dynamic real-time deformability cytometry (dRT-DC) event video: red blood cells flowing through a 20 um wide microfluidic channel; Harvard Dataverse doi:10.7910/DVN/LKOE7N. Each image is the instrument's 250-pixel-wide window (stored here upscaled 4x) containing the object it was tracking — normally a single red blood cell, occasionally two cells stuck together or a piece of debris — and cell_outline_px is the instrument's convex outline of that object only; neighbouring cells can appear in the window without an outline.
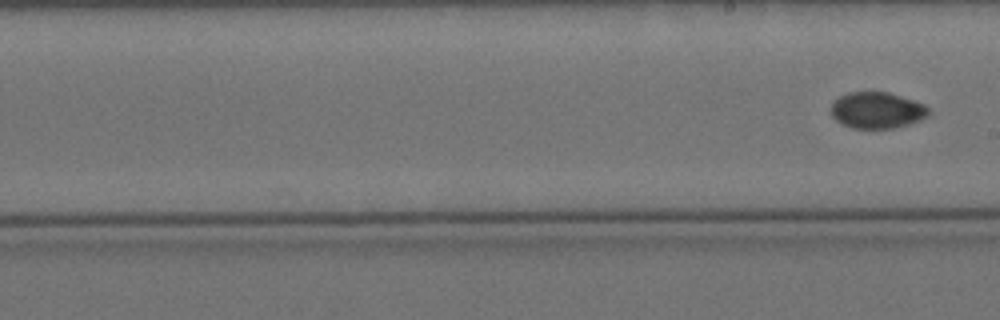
{"species": "Egyptian fruit bat (a non-hibernating species)", "species_latin": "Rousettus aegyptiacus", "temperature_condition": "cold", "stored_images_in_passage": 9, "camera_frame_rate_fps": 3000, "um_per_image_px": 0.085, "animal": {"sex": "female"}, "frame": {"image": 1, "passage_image": 9, "time_ms": 10.333, "image_size_px": [1000, 320], "cell_outline_px": [[932, 112], [928, 116], [920, 120], [908, 124], [892, 128], [852, 128], [840, 124], [832, 116], [832, 100], [848, 92], [888, 92], [924, 104], [932, 108]], "centroid_in_image_um": [74.56, 9.37], "position_along_channel_um": 214.4, "area_um2": 20.81}}